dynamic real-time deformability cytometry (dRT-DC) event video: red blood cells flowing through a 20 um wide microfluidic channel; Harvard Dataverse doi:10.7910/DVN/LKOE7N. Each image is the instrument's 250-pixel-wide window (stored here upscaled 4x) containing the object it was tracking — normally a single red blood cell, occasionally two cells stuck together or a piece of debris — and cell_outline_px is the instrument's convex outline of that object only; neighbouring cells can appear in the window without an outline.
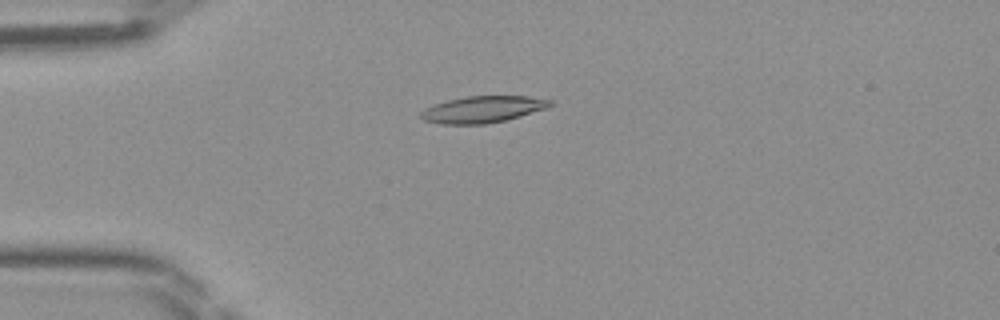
{"species": "Egyptian fruit bat (a non-hibernating species)", "species_latin": "Rousettus aegyptiacus", "temperature_condition": "room temperature", "stored_images_in_passage": 43, "camera_frame_rate_fps": 3000, "um_per_image_px": 0.085, "frame": {"image": 1, "passage_image": 8, "time_ms": 2.333, "image_size_px": [1000, 320], "cell_outline_px": [[552, 104], [548, 108], [508, 120], [484, 124], [440, 124], [424, 120], [420, 116], [420, 112], [424, 108], [432, 104], [448, 100], [468, 96], [528, 96], [552, 100]], "centroid_in_image_um": [41.03, 9.3], "position_along_channel_um": 44.0, "area_um2": 20.23}}
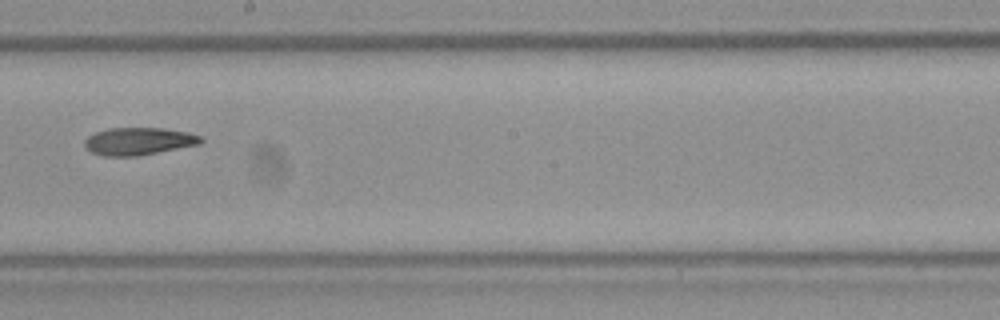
{"frame": {"image": 2, "passage_image": 23, "time_ms": 7.333, "image_size_px": [1000, 320], "cell_outline_px": [[204, 140], [200, 144], [136, 156], [100, 156], [92, 152], [84, 144], [84, 140], [88, 136], [96, 132], [108, 128], [164, 128], [188, 132], [200, 136]], "centroid_in_image_um": [11.78, 12.0], "position_along_channel_um": 236.4, "area_um2": 18.55}}
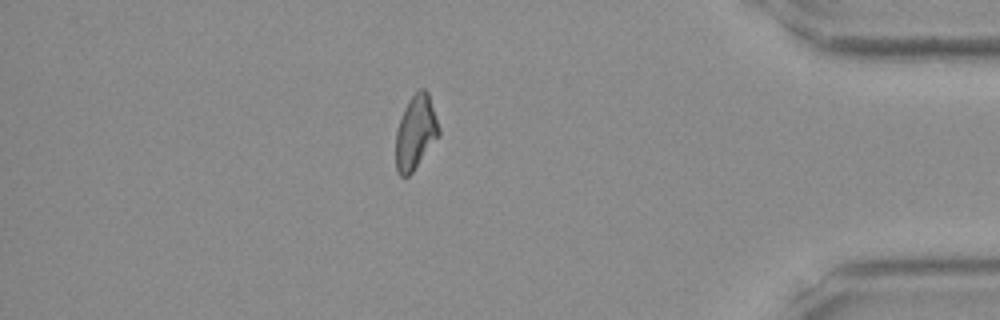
{"frame": {"image": 3, "passage_image": 37, "time_ms": 12.0, "image_size_px": [1000, 320], "cell_outline_px": [[440, 136], [412, 172], [408, 176], [400, 176], [396, 172], [396, 132], [404, 108], [408, 100], [420, 88], [424, 88], [428, 92], [440, 128]], "centroid_in_image_um": [35.34, 11.25], "position_along_channel_um": 399.9, "area_um2": 18.61}}